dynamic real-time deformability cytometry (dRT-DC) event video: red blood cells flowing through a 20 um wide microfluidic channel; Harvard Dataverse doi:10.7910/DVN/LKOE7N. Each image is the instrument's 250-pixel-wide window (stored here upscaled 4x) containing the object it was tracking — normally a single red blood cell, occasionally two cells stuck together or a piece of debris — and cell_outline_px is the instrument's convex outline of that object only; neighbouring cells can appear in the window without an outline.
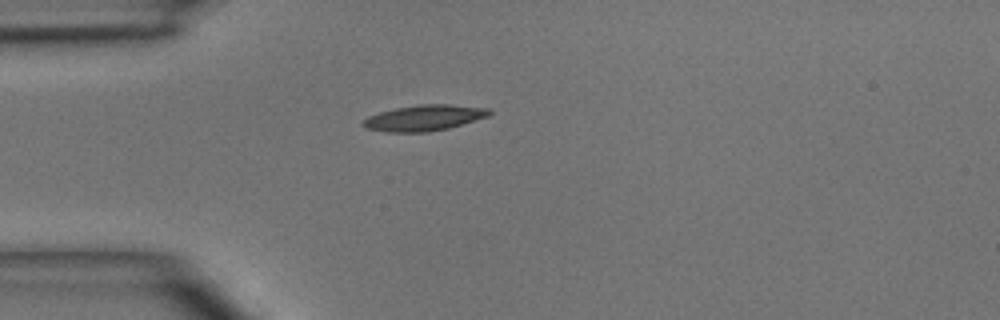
{"species": "common noctule bat (a hibernating species)", "species_latin": "Nyctalus noctula", "temperature_condition": "room temperature", "stored_images_in_passage": 4, "camera_frame_rate_fps": 3000, "um_per_image_px": 0.085, "animal": {"sex": "male", "body_mass_g": 15.6}, "frame": {"image": 1, "passage_image": 4, "time_ms": 3.333, "image_size_px": [1000, 320], "cell_outline_px": [[492, 112], [488, 116], [448, 128], [428, 132], [388, 132], [368, 128], [360, 124], [368, 116], [380, 112], [396, 108], [420, 104], [448, 104], [488, 108]], "centroid_in_image_um": [36.05, 10.01], "position_along_channel_um": 49.0, "area_um2": 18.79}}